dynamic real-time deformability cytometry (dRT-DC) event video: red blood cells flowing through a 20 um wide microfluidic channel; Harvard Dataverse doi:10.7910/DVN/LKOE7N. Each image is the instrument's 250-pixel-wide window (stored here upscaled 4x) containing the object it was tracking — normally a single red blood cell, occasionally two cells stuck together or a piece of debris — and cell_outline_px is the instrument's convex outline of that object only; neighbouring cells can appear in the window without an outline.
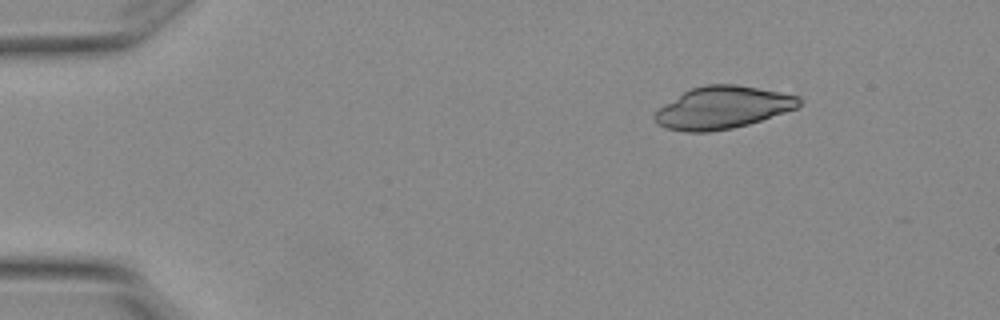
{"species": "Egyptian fruit bat (a non-hibernating species)", "species_latin": "Rousettus aegyptiacus", "temperature_condition": "warm", "stored_images_in_passage": 3, "camera_frame_rate_fps": 3000, "um_per_image_px": 0.085, "animal": {"sex": "female"}, "frame": {"image": 1, "passage_image": 1, "time_ms": 0.0, "image_size_px": [1000, 320], "cell_outline_px": [[804, 104], [796, 108], [748, 124], [732, 128], [708, 132], [684, 132], [664, 128], [656, 124], [652, 116], [656, 108], [684, 92], [692, 88], [704, 84], [736, 84], [800, 96], [804, 100]], "centroid_in_image_um": [61.38, 9.15], "position_along_channel_um": 23.6, "area_um2": 35.89}}